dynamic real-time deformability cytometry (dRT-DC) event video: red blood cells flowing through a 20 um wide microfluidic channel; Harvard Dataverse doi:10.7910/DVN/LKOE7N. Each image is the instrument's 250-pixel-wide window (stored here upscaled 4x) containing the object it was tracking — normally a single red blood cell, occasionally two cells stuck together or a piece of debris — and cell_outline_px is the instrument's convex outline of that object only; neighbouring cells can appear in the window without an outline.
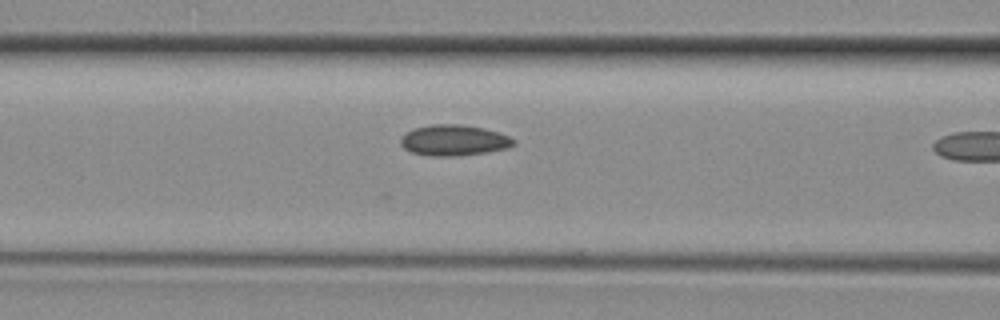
{"species": "common noctule bat (a hibernating species)", "species_latin": "Nyctalus noctula", "temperature_condition": "room temperature", "stored_images_in_passage": 5, "camera_frame_rate_fps": 3000, "um_per_image_px": 0.085, "animal": {"sex": "female", "body_mass_g": 29.2, "forearm_length_mm": 56.3}, "frame": {"image": 1, "passage_image": 4, "time_ms": 1.0, "image_size_px": [1000, 320], "cell_outline_px": [[516, 144], [508, 148], [488, 152], [456, 156], [432, 156], [412, 152], [404, 148], [400, 144], [400, 140], [404, 132], [412, 128], [432, 124], [460, 124], [484, 128], [500, 132], [516, 140]], "centroid_in_image_um": [38.58, 11.91], "position_along_channel_um": 128.0, "area_um2": 20.58}}